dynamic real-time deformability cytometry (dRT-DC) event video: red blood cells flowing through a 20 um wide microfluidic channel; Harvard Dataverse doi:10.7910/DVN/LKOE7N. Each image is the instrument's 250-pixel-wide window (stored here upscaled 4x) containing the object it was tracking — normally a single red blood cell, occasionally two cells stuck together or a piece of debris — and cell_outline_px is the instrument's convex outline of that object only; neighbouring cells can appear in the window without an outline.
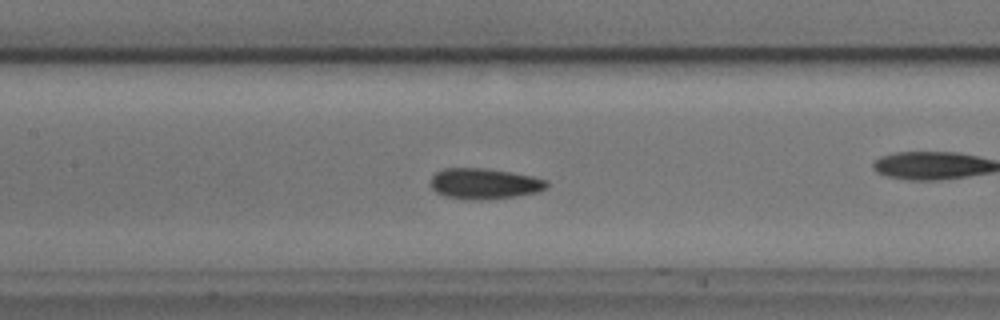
{"species": "common noctule bat (a hibernating species)", "species_latin": "Nyctalus noctula", "temperature_condition": "cold", "stored_images_in_passage": 55, "camera_frame_rate_fps": 3000, "um_per_image_px": 0.085, "animal": {"sex": "male", "body_mass_g": 17.9, "forearm_length_mm": 54.2}, "frame": {"image": 1, "passage_image": 24, "time_ms": 7.667, "image_size_px": [1000, 320], "cell_outline_px": [[548, 184], [544, 188], [536, 192], [516, 196], [472, 200], [444, 196], [436, 192], [432, 188], [432, 176], [436, 172], [444, 168], [484, 168], [512, 172], [532, 176], [548, 180]], "centroid_in_image_um": [41.16, 15.6], "position_along_channel_um": 166.2, "area_um2": 20.58}, "authors_computed_cell_mechanics": {"area_um2": 20.0566, "velocity_mm_per_s": 3.6328, "shape_relaxation_time_tau1_ms": 5.8307, "shape_relaxation_time_tau2_ms": 7.6728, "deformation_change_tau1": 0.1037, "deformation_change_tau2": 0.1}}